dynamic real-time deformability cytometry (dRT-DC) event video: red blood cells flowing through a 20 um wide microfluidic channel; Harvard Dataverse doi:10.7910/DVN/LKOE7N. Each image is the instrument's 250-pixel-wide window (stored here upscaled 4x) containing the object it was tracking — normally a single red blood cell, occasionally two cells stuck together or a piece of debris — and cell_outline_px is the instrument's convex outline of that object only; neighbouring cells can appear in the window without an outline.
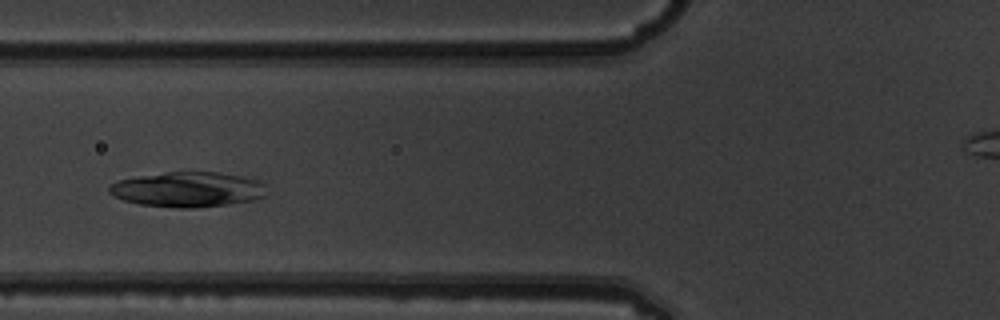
{"species": "common noctule bat (a hibernating species)", "species_latin": "Nyctalus noctula", "temperature_condition": "warm", "stored_images_in_passage": 7, "camera_frame_rate_fps": 3000, "um_per_image_px": 0.085, "animal": {"sex": "male", "body_mass_g": 19.5, "forearm_length_mm": 54.6}, "frame": {"image": 1, "passage_image": 4, "time_ms": 1.0, "image_size_px": [1000, 320], "cell_outline_px": [[264, 196], [252, 200], [228, 204], [196, 208], [176, 208], [140, 204], [124, 200], [112, 196], [108, 192], [108, 188], [112, 184], [120, 180], [140, 176], [168, 172], [220, 172], [240, 176], [256, 180], [264, 184]], "centroid_in_image_um": [15.93, 16.11], "position_along_channel_um": 109.9, "area_um2": 31.91}}
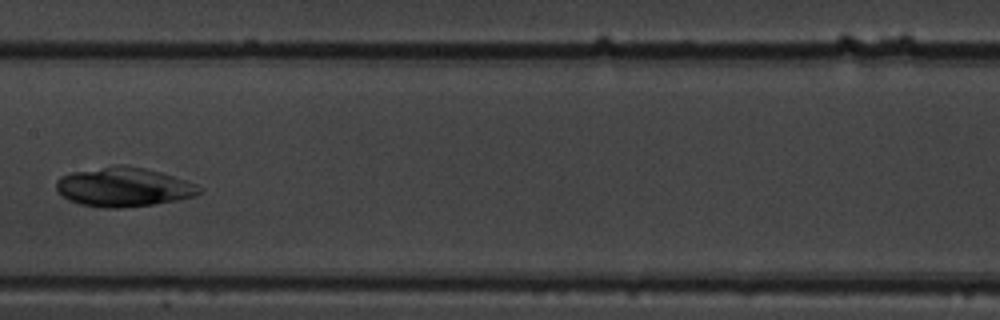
{"frame": {"image": 2, "passage_image": 6, "time_ms": 1.667, "image_size_px": [1000, 320], "cell_outline_px": [[204, 192], [196, 196], [176, 200], [152, 204], [120, 208], [104, 208], [80, 204], [68, 200], [56, 188], [56, 180], [60, 176], [72, 172], [116, 164], [124, 164], [144, 168], [160, 172], [184, 180], [204, 188]], "centroid_in_image_um": [10.51, 15.89], "position_along_channel_um": 196.9, "area_um2": 32.71}}
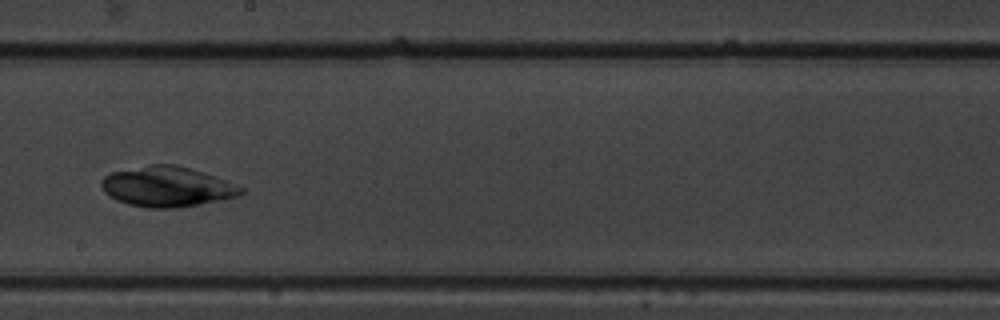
{"frame": {"image": 3, "passage_image": 7, "time_ms": 2.0, "image_size_px": [1000, 320], "cell_outline_px": [[244, 192], [236, 196], [220, 200], [172, 208], [144, 208], [128, 204], [116, 200], [108, 196], [104, 192], [100, 184], [100, 180], [104, 176], [112, 172], [148, 164], [176, 164], [192, 168], [216, 176], [244, 188]], "centroid_in_image_um": [14.16, 15.85], "position_along_channel_um": 234.0, "area_um2": 32.83}}